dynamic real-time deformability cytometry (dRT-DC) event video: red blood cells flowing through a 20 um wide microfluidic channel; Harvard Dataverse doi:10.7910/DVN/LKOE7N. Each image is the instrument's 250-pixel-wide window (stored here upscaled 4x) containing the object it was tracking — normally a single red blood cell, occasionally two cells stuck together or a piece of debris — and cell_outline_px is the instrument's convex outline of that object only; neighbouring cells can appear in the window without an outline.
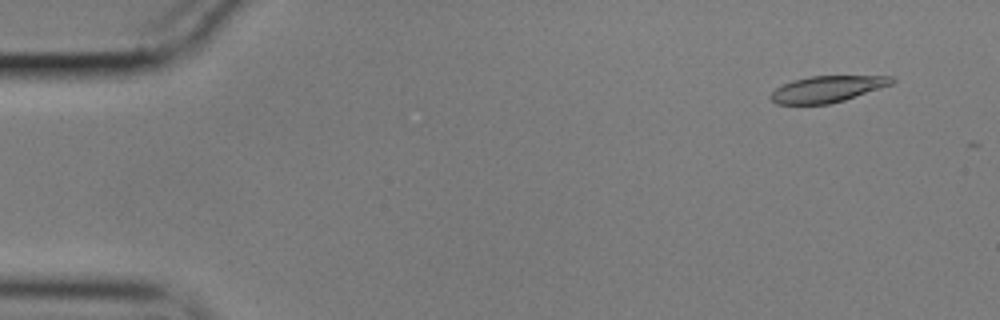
{"species": "common noctule bat (a hibernating species)", "species_latin": "Nyctalus noctula", "temperature_condition": "cold", "stored_images_in_passage": 5, "camera_frame_rate_fps": 3000, "um_per_image_px": 0.085, "animal": {"sex": "male", "body_mass_g": 17.9}, "frame": {"image": 1, "passage_image": 4, "time_ms": 1.0, "image_size_px": [1000, 320], "cell_outline_px": [[896, 80], [892, 84], [844, 100], [828, 104], [776, 104], [768, 96], [776, 88], [792, 80], [812, 76], [892, 76]], "centroid_in_image_um": [70.3, 7.57], "position_along_channel_um": 14.7, "area_um2": 18.44}}